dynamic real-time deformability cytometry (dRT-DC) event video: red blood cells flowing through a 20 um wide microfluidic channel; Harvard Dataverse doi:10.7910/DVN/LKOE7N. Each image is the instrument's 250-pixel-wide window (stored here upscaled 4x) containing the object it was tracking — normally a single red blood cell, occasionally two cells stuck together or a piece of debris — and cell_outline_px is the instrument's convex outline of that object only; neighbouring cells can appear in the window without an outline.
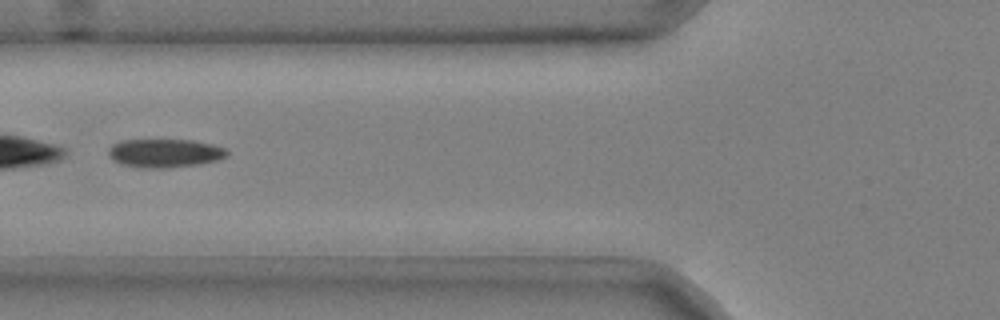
{"species": "common noctule bat (a hibernating species)", "species_latin": "Nyctalus noctula", "temperature_condition": "cold", "stored_images_in_passage": 45, "camera_frame_rate_fps": 3000, "um_per_image_px": 0.085, "animal": {"sex": "male", "body_mass_g": 20.4}, "frame": {"image": 1, "passage_image": 15, "time_ms": 4.667, "image_size_px": [1000, 320], "cell_outline_px": [[228, 156], [216, 160], [200, 164], [168, 168], [140, 168], [120, 164], [112, 160], [108, 156], [108, 148], [112, 144], [120, 140], [192, 140], [212, 144], [224, 148], [228, 152]], "centroid_in_image_um": [13.96, 13.02], "position_along_channel_um": 111.8, "area_um2": 19.94}}
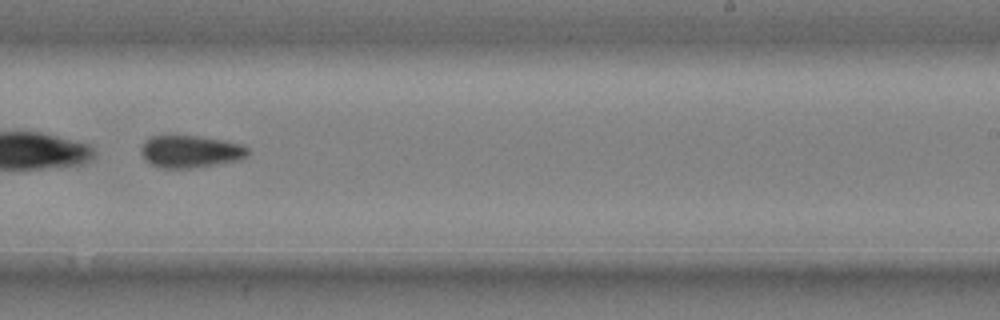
{"frame": {"image": 2, "passage_image": 28, "time_ms": 9.0, "image_size_px": [1000, 320], "cell_outline_px": [[248, 156], [240, 160], [188, 168], [160, 168], [148, 164], [144, 160], [140, 152], [140, 148], [144, 140], [152, 136], [196, 136], [224, 140], [240, 144], [248, 148]], "centroid_in_image_um": [16.13, 12.88], "position_along_channel_um": 272.9, "area_um2": 20.17}}